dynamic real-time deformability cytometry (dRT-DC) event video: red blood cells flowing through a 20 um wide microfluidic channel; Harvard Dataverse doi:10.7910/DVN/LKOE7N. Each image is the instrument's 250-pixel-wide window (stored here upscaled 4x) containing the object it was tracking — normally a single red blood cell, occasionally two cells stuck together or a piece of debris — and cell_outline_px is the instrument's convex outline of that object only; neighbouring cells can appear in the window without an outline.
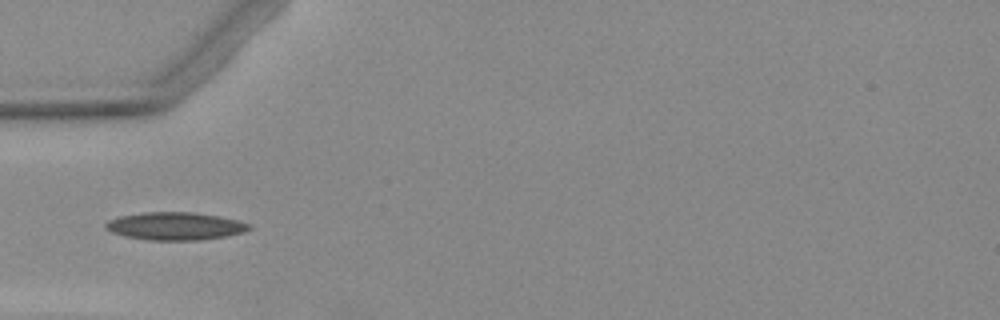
{"species": "Egyptian fruit bat (a non-hibernating species)", "species_latin": "Rousettus aegyptiacus", "temperature_condition": "warm", "stored_images_in_passage": 2, "camera_frame_rate_fps": 3000, "um_per_image_px": 0.085, "animal": {"sex": "female"}, "frame": {"image": 1, "passage_image": 2, "time_ms": 1.0, "image_size_px": [1000, 320], "cell_outline_px": [[252, 228], [244, 232], [224, 236], [200, 240], [148, 240], [124, 236], [112, 232], [104, 224], [108, 220], [120, 216], [144, 212], [192, 212], [220, 216], [252, 224]], "centroid_in_image_um": [14.91, 19.21], "position_along_channel_um": 70.1, "area_um2": 23.18}}